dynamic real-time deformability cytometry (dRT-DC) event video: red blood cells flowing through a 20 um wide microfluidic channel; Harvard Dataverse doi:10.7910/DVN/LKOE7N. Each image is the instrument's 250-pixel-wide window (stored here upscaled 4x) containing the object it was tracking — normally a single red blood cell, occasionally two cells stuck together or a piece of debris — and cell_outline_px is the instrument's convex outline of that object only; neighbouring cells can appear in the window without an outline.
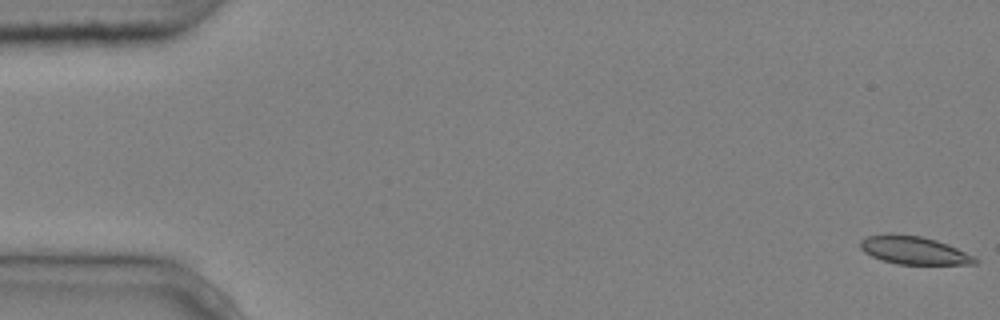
{"species": "common noctule bat (a hibernating species)", "species_latin": "Nyctalus noctula", "temperature_condition": "cold", "stored_images_in_passage": 5, "segment_of_instrument_passage": [2, 2], "camera_frame_rate_fps": 3000, "um_per_image_px": 0.085, "animal": {"sex": "male", "body_mass_g": 20.4}, "frame": {"image": 1, "passage_image": 5, "time_ms": 1.333, "image_size_px": [1000, 320], "cell_outline_px": [[980, 260], [976, 264], [896, 264], [872, 256], [864, 252], [860, 248], [860, 240], [868, 236], [920, 236], [936, 240], [948, 244]], "centroid_in_image_um": [77.72, 21.31], "position_along_channel_um": 7.3, "area_um2": 17.98}}